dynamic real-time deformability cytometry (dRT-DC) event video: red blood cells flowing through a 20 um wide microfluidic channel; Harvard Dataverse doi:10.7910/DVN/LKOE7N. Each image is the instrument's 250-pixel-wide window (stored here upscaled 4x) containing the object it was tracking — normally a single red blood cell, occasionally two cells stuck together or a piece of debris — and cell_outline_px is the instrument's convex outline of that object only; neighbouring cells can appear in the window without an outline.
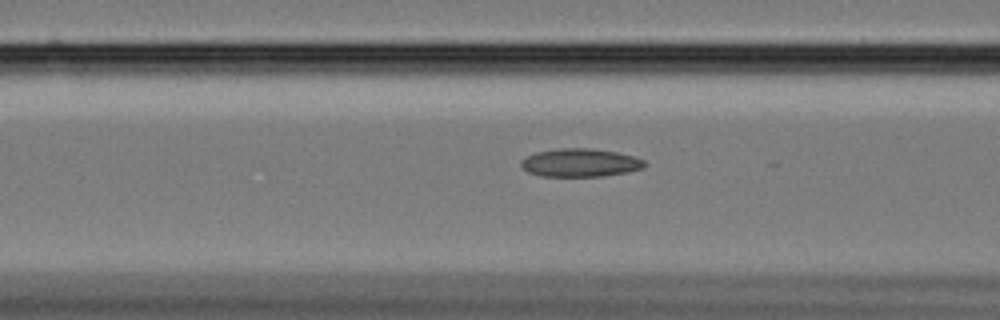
{"species": "Egyptian fruit bat (a non-hibernating species)", "species_latin": "Rousettus aegyptiacus", "temperature_condition": "cold", "stored_images_in_passage": 58, "camera_frame_rate_fps": 3000, "um_per_image_px": 0.085, "animal": {"sex": "female"}, "frame": {"image": 1, "passage_image": 23, "time_ms": 7.333, "image_size_px": [1000, 320], "cell_outline_px": [[644, 168], [628, 172], [600, 176], [540, 176], [528, 172], [520, 164], [520, 160], [536, 152], [560, 148], [592, 148], [616, 152], [632, 156], [644, 160]], "centroid_in_image_um": [49.3, 13.83], "position_along_channel_um": 117.3, "area_um2": 20.17}}
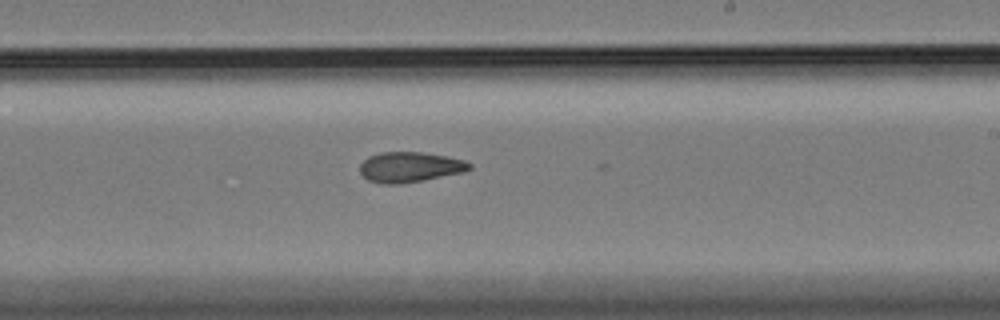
{"frame": {"image": 2, "passage_image": 35, "time_ms": 11.333, "image_size_px": [1000, 320], "cell_outline_px": [[472, 168], [464, 172], [420, 180], [396, 184], [384, 184], [368, 180], [360, 172], [360, 164], [368, 156], [380, 152], [420, 152], [448, 156], [464, 160], [472, 164]], "centroid_in_image_um": [34.84, 14.18], "position_along_channel_um": 254.2, "area_um2": 19.19}}
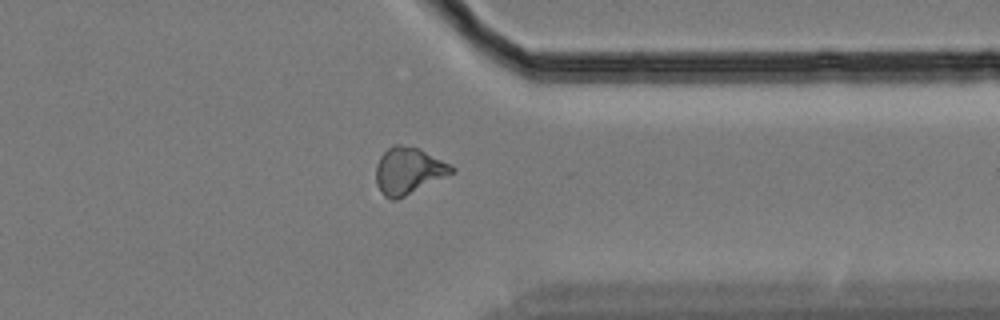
{"frame": {"image": 3, "passage_image": 46, "time_ms": 15.0, "image_size_px": [1000, 320], "cell_outline_px": [[456, 172], [396, 200], [392, 200], [384, 196], [380, 192], [376, 184], [376, 164], [380, 156], [392, 144], [400, 144], [416, 148], [452, 164], [456, 168]], "centroid_in_image_um": [34.72, 14.52], "position_along_channel_um": 376.7, "area_um2": 20.69}, "authors_computed_cell_mechanics": {"area_um2": 19.6809, "velocity_mm_per_s": 3.4188, "shape_relaxation_time_tau1_ms": 6.8407, "shape_relaxation_time_tau2_ms": 5.8931, "deformation_change_tau1": 0.1563, "deformation_change_tau2": 0.1342}}